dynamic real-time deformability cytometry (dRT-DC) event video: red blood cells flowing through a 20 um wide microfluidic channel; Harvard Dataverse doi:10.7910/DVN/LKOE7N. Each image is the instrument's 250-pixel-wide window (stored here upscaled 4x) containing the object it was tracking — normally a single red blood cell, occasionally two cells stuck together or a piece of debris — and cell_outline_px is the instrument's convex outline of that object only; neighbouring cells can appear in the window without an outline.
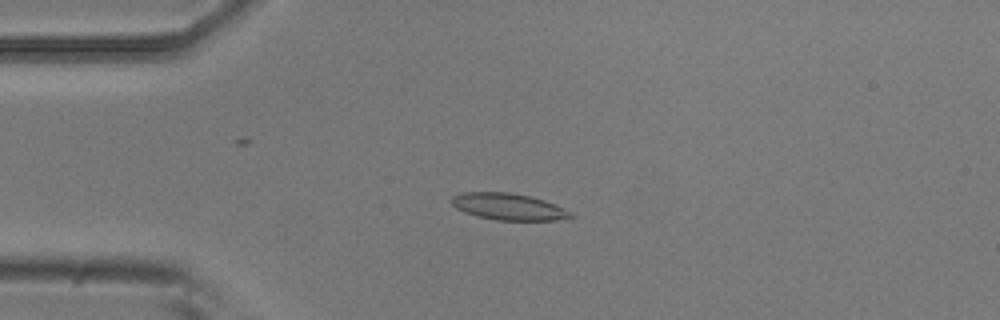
{"species": "common noctule bat (a hibernating species)", "species_latin": "Nyctalus noctula", "temperature_condition": "room temperature", "stored_images_in_passage": 4, "camera_frame_rate_fps": 3000, "um_per_image_px": 0.085, "animal": {"sex": "male", "body_mass_g": 20.5, "forearm_length_mm": 52.5}, "frame": {"image": 1, "passage_image": 4, "time_ms": 1.0, "image_size_px": [1000, 320], "cell_outline_px": [[576, 216], [556, 220], [496, 220], [476, 216], [464, 212], [456, 208], [452, 204], [452, 196], [460, 192], [508, 192], [532, 196], [544, 200], [572, 212]], "centroid_in_image_um": [43.2, 17.56], "position_along_channel_um": 41.8, "area_um2": 18.55}}